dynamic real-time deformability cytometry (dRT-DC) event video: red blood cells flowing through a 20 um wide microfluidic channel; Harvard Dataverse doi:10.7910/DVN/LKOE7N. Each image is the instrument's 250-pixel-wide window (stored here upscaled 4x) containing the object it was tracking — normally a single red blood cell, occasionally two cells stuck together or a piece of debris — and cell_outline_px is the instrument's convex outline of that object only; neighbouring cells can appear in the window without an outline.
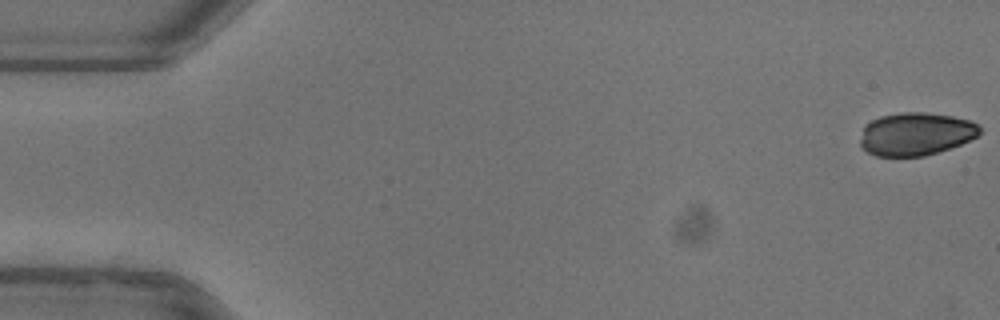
{"species": "common noctule bat (a hibernating species)", "species_latin": "Nyctalus noctula", "temperature_condition": "warm", "stored_images_in_passage": 52, "camera_frame_rate_fps": 3000, "um_per_image_px": 0.085, "animal": {"sex": "female"}, "frame": {"image": 1, "passage_image": 1, "time_ms": 0.0, "image_size_px": [1000, 320], "cell_outline_px": [[980, 132], [976, 136], [960, 144], [924, 156], [876, 156], [868, 152], [860, 144], [860, 140], [864, 124], [880, 116], [904, 112], [924, 112], [952, 116], [968, 120], [976, 124], [980, 128]], "centroid_in_image_um": [77.8, 11.38], "position_along_channel_um": 7.2, "area_um2": 29.59}}
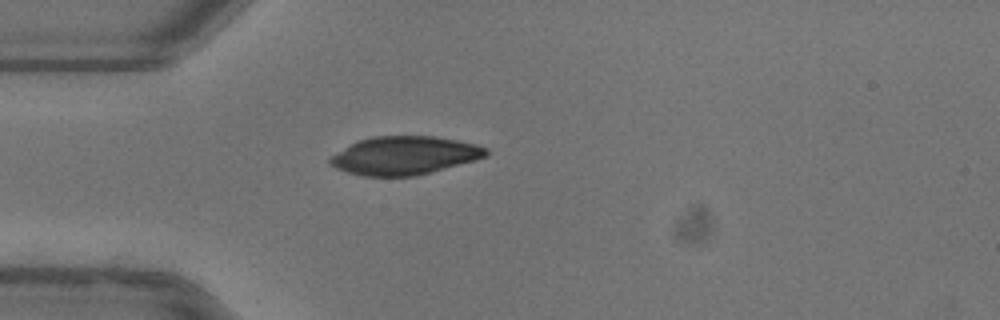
{"frame": {"image": 2, "passage_image": 15, "time_ms": 4.667, "image_size_px": [1000, 320], "cell_outline_px": [[488, 152], [484, 156], [476, 160], [416, 176], [364, 176], [348, 172], [336, 168], [328, 164], [328, 160], [332, 156], [356, 140], [372, 136], [432, 136], [456, 140], [476, 144], [488, 148]], "centroid_in_image_um": [34.36, 13.22], "position_along_channel_um": 50.6, "area_um2": 34.74}}